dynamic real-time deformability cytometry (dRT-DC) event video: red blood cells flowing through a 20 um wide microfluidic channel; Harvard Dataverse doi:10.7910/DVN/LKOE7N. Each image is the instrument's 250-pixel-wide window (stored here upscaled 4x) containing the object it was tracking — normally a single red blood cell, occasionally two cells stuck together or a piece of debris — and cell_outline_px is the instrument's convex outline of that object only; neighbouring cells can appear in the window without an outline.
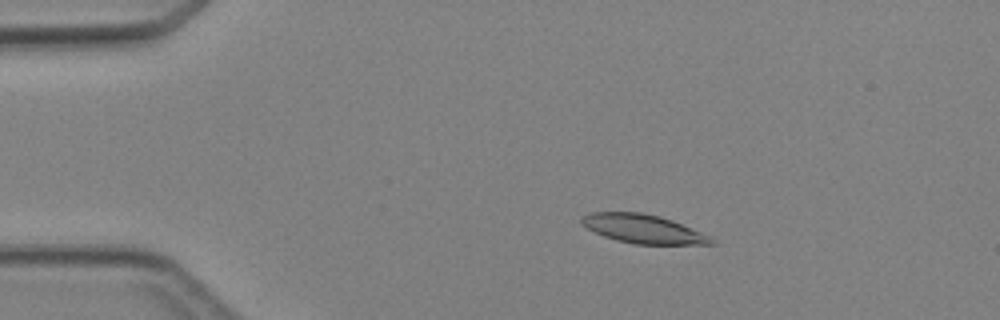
{"species": "Egyptian fruit bat (a non-hibernating species)", "species_latin": "Rousettus aegyptiacus", "temperature_condition": "cold", "stored_images_in_passage": 6, "camera_frame_rate_fps": 3000, "um_per_image_px": 0.085, "animal": {"sex": "female"}, "frame": {"image": 1, "passage_image": 3, "time_ms": 2.333, "image_size_px": [1000, 320], "cell_outline_px": [[716, 244], [632, 244], [616, 240], [604, 236], [580, 224], [580, 216], [588, 212], [640, 212], [660, 216], [672, 220], [712, 236], [716, 240]], "centroid_in_image_um": [54.67, 19.45], "position_along_channel_um": 30.3, "area_um2": 21.96}}
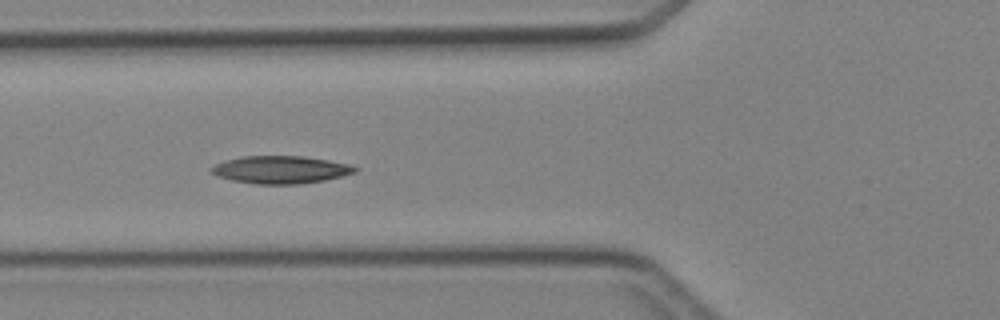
{"frame": {"image": 2, "passage_image": 5, "time_ms": 5.333, "image_size_px": [1000, 320], "cell_outline_px": [[360, 168], [356, 172], [324, 180], [300, 184], [256, 184], [232, 180], [216, 176], [208, 168], [216, 164], [240, 156], [304, 156], [328, 160], [348, 164]], "centroid_in_image_um": [23.85, 14.42], "position_along_channel_um": 102.0, "area_um2": 23.06}}
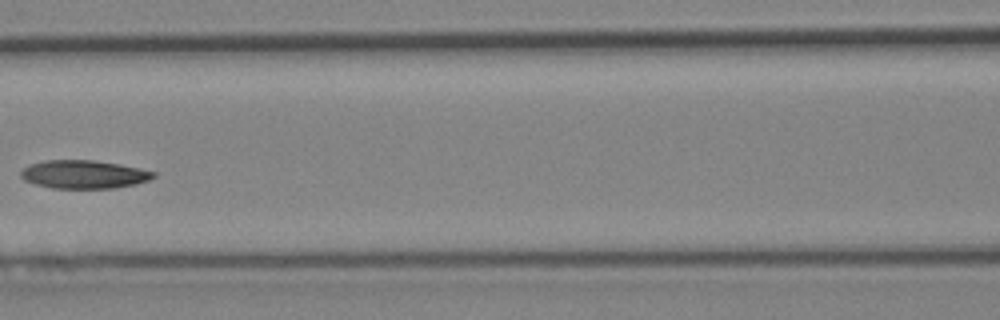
{"frame": {"image": 3, "passage_image": 6, "time_ms": 6.667, "image_size_px": [1000, 320], "cell_outline_px": [[156, 176], [148, 180], [136, 184], [116, 188], [52, 188], [36, 184], [24, 180], [20, 176], [20, 172], [28, 164], [44, 160], [92, 160], [120, 164], [156, 172]], "centroid_in_image_um": [7.12, 14.82], "position_along_channel_um": 159.5, "area_um2": 21.91}}